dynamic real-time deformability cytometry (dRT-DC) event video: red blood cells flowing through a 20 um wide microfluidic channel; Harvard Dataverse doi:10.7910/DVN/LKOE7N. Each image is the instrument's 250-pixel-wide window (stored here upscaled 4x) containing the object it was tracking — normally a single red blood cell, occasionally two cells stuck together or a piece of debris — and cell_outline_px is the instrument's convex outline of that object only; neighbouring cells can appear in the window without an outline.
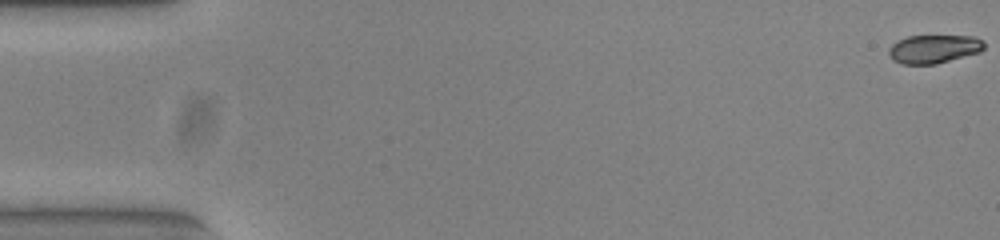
{"species": "common noctule bat (a hibernating species)", "species_latin": "Nyctalus noctula", "temperature_condition": "warm", "stored_images_in_passage": 54, "camera_frame_rate_fps": 3000, "um_per_image_px": 0.085, "animal": {"sex": "female", "body_mass_g": 23.0, "forearm_length_mm": 53.4}, "frame": {"image": 1, "passage_image": 1, "time_ms": 0.0, "image_size_px": [1000, 240], "cell_outline_px": [[984, 48], [980, 52], [936, 64], [900, 64], [892, 60], [888, 52], [888, 48], [892, 44], [908, 36], [976, 36], [984, 40]], "centroid_in_image_um": [79.38, 4.16], "position_along_channel_um": 5.6, "area_um2": 15.9}}
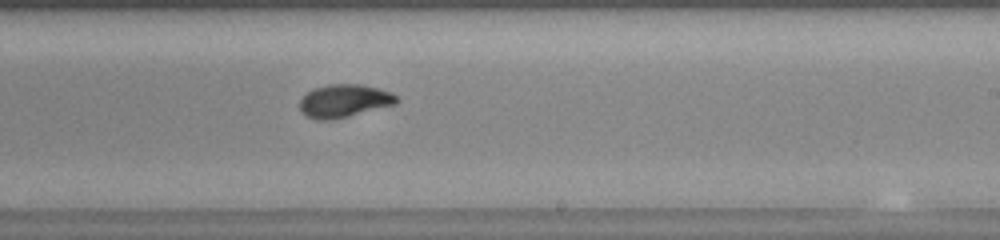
{"frame": {"image": 2, "passage_image": 33, "time_ms": 10.667, "image_size_px": [1000, 240], "cell_outline_px": [[400, 100], [396, 104], [332, 120], [320, 120], [308, 116], [300, 108], [300, 100], [312, 88], [332, 84], [360, 84], [392, 92]], "centroid_in_image_um": [29.28, 8.56], "position_along_channel_um": 259.7, "area_um2": 18.38}}
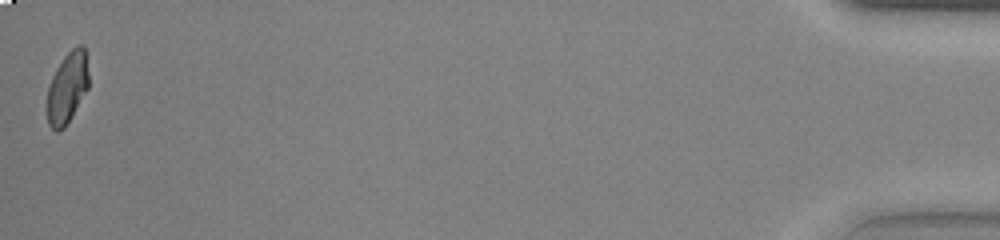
{"frame": {"image": 3, "passage_image": 54, "time_ms": 17.667, "image_size_px": [1000, 240], "cell_outline_px": [[88, 88], [72, 116], [64, 128], [60, 132], [56, 132], [48, 124], [48, 88], [52, 76], [56, 68], [64, 56], [76, 44], [84, 44], [88, 76]], "centroid_in_image_um": [5.73, 7.44], "position_along_channel_um": 429.5, "area_um2": 17.17}, "authors_computed_cell_mechanics": {"area_um2": 18.0914, "velocity_mm_per_s": 3.8461, "shape_relaxation_time_tau1_ms": 5.7211, "shape_relaxation_time_tau2_ms": 1.8945, "deformation_change_tau1": 0.2072, "deformation_change_tau2": 0.0478}}